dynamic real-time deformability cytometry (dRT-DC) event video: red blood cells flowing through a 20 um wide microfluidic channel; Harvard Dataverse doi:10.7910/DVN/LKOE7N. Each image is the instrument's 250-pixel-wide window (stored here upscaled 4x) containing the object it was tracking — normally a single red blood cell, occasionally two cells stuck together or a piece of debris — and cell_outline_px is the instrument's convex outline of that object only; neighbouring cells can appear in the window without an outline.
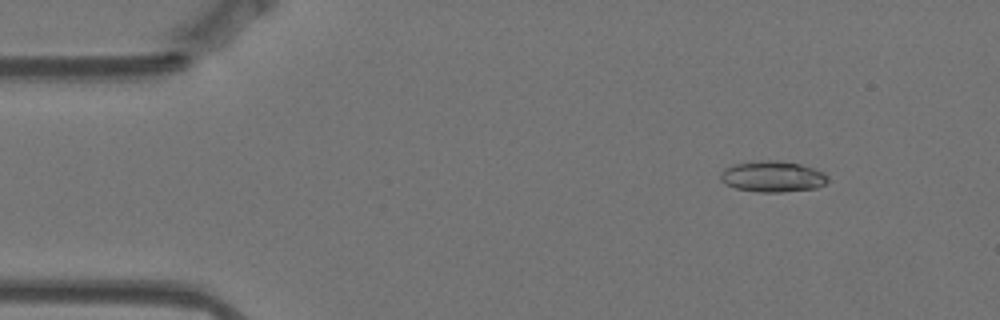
{"species": "Egyptian fruit bat (a non-hibernating species)", "species_latin": "Rousettus aegyptiacus", "temperature_condition": "warm", "stored_images_in_passage": 11, "camera_frame_rate_fps": 3000, "um_per_image_px": 0.085, "animal": {"sex": "female"}, "frame": {"image": 1, "passage_image": 7, "time_ms": 2.0, "image_size_px": [1000, 320], "cell_outline_px": [[828, 180], [824, 184], [816, 188], [780, 192], [756, 192], [736, 188], [720, 180], [720, 172], [724, 168], [736, 164], [760, 160], [776, 160], [800, 164], [824, 172], [828, 176]], "centroid_in_image_um": [65.67, 15.0], "position_along_channel_um": 19.3, "area_um2": 19.31}}